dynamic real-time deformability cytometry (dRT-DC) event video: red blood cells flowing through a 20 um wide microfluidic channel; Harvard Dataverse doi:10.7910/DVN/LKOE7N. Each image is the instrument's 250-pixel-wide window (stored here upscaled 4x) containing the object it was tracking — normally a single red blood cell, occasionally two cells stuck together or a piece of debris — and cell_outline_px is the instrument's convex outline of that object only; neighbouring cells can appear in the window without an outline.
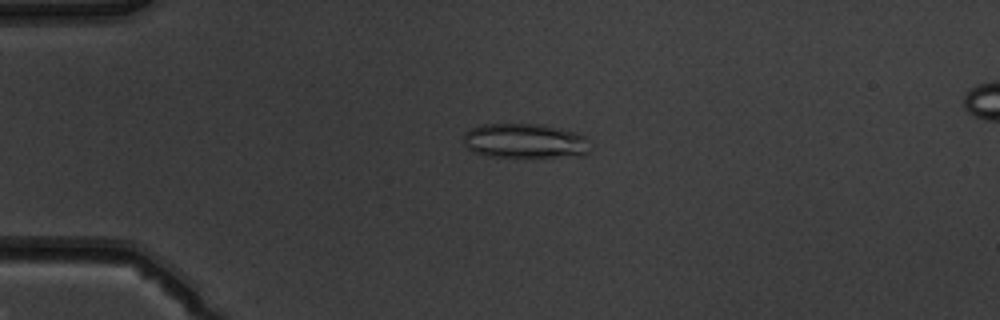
{"species": "common noctule bat (a hibernating species)", "species_latin": "Nyctalus noctula", "temperature_condition": "warm", "stored_images_in_passage": 4, "camera_frame_rate_fps": 3000, "um_per_image_px": 0.085, "animal": {"sex": "male", "body_mass_g": 19.5, "forearm_length_mm": 54.6}, "frame": {"image": 1, "passage_image": 2, "time_ms": 1.0, "image_size_px": [1000, 320], "cell_outline_px": [[588, 152], [584, 156], [488, 156], [472, 152], [464, 144], [464, 132], [472, 128], [484, 124], [540, 124], [560, 128], [576, 132], [584, 136]], "centroid_in_image_um": [44.58, 11.97], "position_along_channel_um": 40.4, "area_um2": 25.26}}